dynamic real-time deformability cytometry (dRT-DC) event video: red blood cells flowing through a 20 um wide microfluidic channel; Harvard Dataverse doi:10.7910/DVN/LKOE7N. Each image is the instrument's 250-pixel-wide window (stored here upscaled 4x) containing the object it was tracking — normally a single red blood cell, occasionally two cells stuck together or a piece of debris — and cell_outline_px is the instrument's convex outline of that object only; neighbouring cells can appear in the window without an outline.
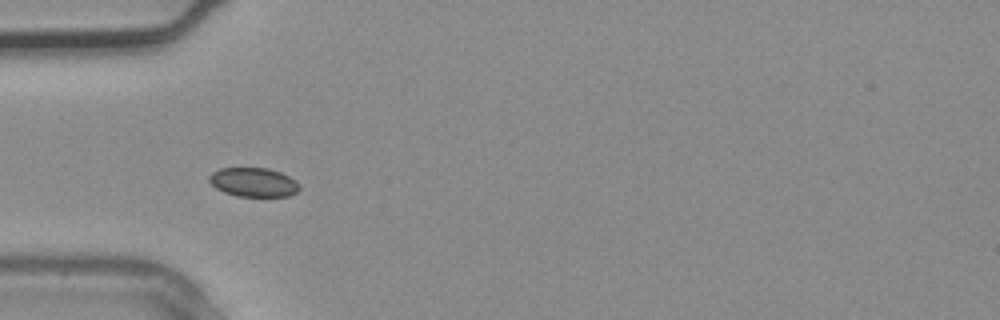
{"species": "common noctule bat (a hibernating species)", "species_latin": "Nyctalus noctula", "temperature_condition": "warm", "stored_images_in_passage": 3, "camera_frame_rate_fps": 3000, "um_per_image_px": 0.085, "animal": {"sex": "male", "body_mass_g": 20.4}, "frame": {"image": 1, "passage_image": 3, "time_ms": 0.667, "image_size_px": [1000, 320], "cell_outline_px": [[300, 188], [296, 192], [288, 196], [236, 196], [224, 192], [216, 188], [208, 180], [208, 176], [212, 172], [220, 168], [268, 168], [280, 172], [296, 180], [300, 184]], "centroid_in_image_um": [21.54, 15.48], "position_along_channel_um": 63.5, "area_um2": 15.32}}